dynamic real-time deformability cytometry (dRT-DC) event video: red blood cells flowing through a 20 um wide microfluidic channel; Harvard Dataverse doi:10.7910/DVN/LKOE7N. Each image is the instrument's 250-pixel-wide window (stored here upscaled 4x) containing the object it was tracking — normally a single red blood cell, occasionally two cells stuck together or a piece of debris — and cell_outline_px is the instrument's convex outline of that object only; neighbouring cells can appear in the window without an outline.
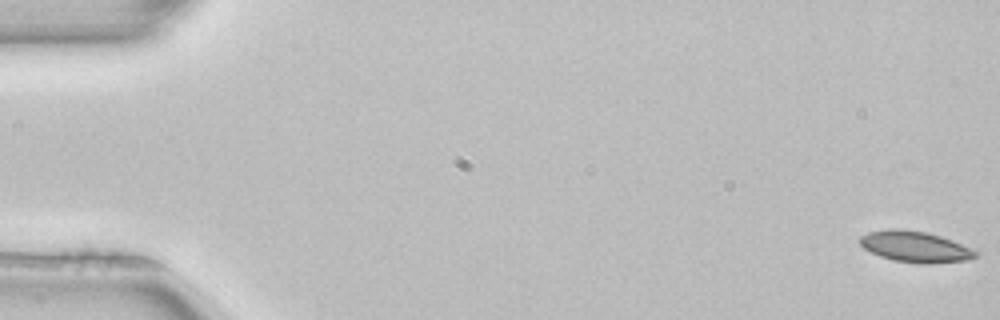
{"species": "common noctule bat (a hibernating species)", "species_latin": "Nyctalus noctula", "temperature_condition": "room temperature", "stored_images_in_passage": 52, "camera_frame_rate_fps": 3000, "um_per_image_px": 0.085, "animal": {"sex": "female", "body_mass_g": 22.7, "forearm_length_mm": 54.2}, "frame": {"image": 1, "passage_image": 1, "time_ms": 0.0, "image_size_px": [1000, 320], "cell_outline_px": [[980, 252], [976, 256], [968, 260], [928, 264], [920, 264], [896, 260], [880, 256], [864, 248], [860, 244], [860, 236], [868, 232], [888, 228], [900, 228], [928, 232], [952, 240]], "centroid_in_image_um": [77.8, 20.96], "position_along_channel_um": 7.2, "area_um2": 20.98}}
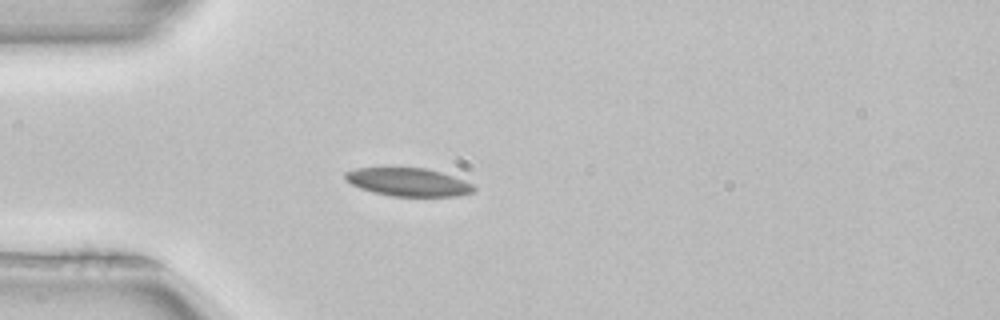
{"frame": {"image": 2, "passage_image": 15, "time_ms": 4.667, "image_size_px": [1000, 320], "cell_outline_px": [[476, 192], [456, 196], [392, 196], [372, 192], [360, 188], [352, 184], [344, 176], [344, 172], [356, 168], [424, 168], [440, 172], [464, 180], [472, 184], [476, 188]], "centroid_in_image_um": [34.72, 15.48], "position_along_channel_um": 50.3, "area_um2": 20.98}}
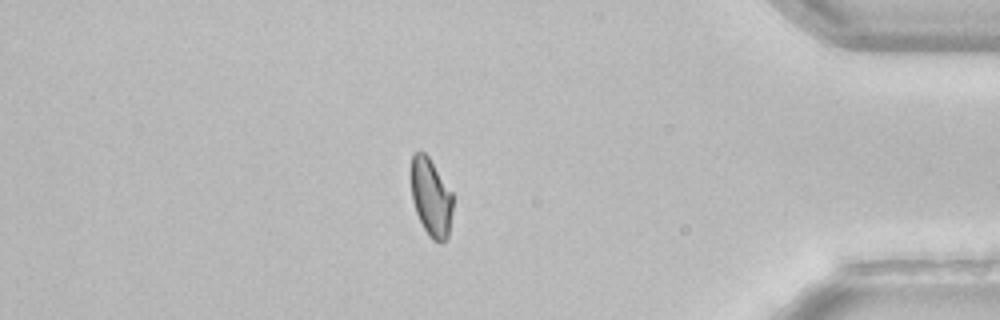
{"frame": {"image": 3, "passage_image": 45, "time_ms": 14.667, "image_size_px": [1000, 320], "cell_outline_px": [[452, 212], [448, 236], [440, 244], [432, 240], [428, 236], [416, 212], [412, 200], [412, 152], [420, 148], [428, 156], [452, 192]], "centroid_in_image_um": [36.63, 16.77], "position_along_channel_um": 398.6, "area_um2": 18.96}, "authors_computed_cell_mechanics": {"area_um2": 20.6924, "velocity_mm_per_s": 3.9801, "shape_relaxation_time_tau1_ms": 7.054, "shape_relaxation_time_tau2_ms": 5.3715, "deformation_change_tau1": 0.1277, "deformation_change_tau2": 0.0879}}